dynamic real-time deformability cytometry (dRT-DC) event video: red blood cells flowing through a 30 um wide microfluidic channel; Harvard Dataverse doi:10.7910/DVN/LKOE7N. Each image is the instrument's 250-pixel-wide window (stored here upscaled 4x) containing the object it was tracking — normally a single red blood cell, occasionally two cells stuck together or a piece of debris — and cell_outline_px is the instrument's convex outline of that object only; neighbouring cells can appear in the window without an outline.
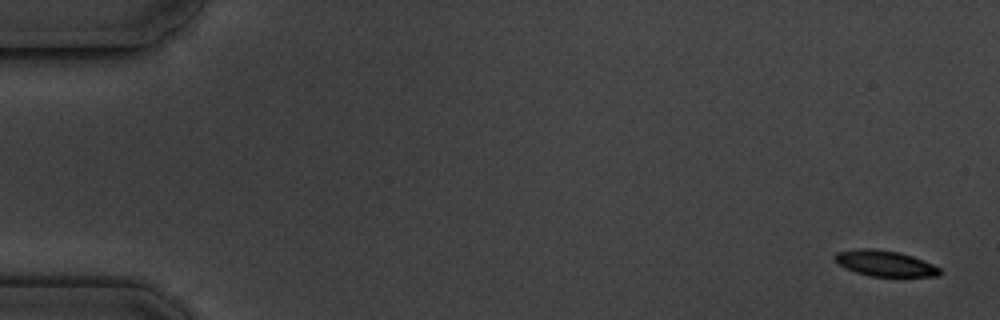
{"species": "common noctule bat (a hibernating species)", "species_latin": "Nyctalus noctula", "temperature_condition": "cold", "stored_images_in_passage": 10, "camera_frame_rate_fps": 3000, "um_per_image_px": 0.085, "animal": {"sex": "male", "body_mass_g": 19.5, "forearm_length_mm": 54.6}, "frame": {"image": 1, "passage_image": 1, "time_ms": 0.0, "image_size_px": [1000, 320], "cell_outline_px": [[940, 276], [868, 276], [856, 272], [832, 260], [832, 256], [836, 252], [860, 248], [876, 248], [900, 252], [912, 256], [932, 264], [940, 268]], "centroid_in_image_um": [75.18, 22.37], "position_along_channel_um": 9.8, "area_um2": 15.78}}